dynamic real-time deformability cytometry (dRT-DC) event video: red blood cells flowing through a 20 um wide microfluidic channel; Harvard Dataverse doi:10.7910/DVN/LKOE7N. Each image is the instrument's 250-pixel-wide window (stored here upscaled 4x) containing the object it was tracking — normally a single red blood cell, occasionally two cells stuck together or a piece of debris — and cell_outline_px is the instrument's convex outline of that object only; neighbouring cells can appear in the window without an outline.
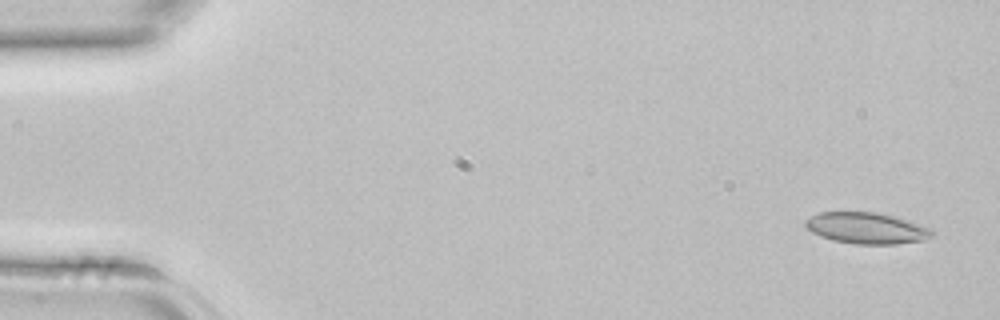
{"species": "common noctule bat (a hibernating species)", "species_latin": "Nyctalus noctula", "temperature_condition": "room temperature", "stored_images_in_passage": 3, "camera_frame_rate_fps": 3000, "um_per_image_px": 0.085, "animal": {"sex": "female", "body_mass_g": 22.7, "forearm_length_mm": 54.2}, "frame": {"image": 1, "passage_image": 1, "time_ms": 0.0, "image_size_px": [1000, 320], "cell_outline_px": [[936, 236], [924, 240], [896, 244], [856, 244], [832, 240], [820, 236], [804, 228], [804, 220], [820, 212], [876, 212], [896, 216], [928, 228], [936, 232]], "centroid_in_image_um": [73.65, 19.39], "position_along_channel_um": 11.3, "area_um2": 23.24}}